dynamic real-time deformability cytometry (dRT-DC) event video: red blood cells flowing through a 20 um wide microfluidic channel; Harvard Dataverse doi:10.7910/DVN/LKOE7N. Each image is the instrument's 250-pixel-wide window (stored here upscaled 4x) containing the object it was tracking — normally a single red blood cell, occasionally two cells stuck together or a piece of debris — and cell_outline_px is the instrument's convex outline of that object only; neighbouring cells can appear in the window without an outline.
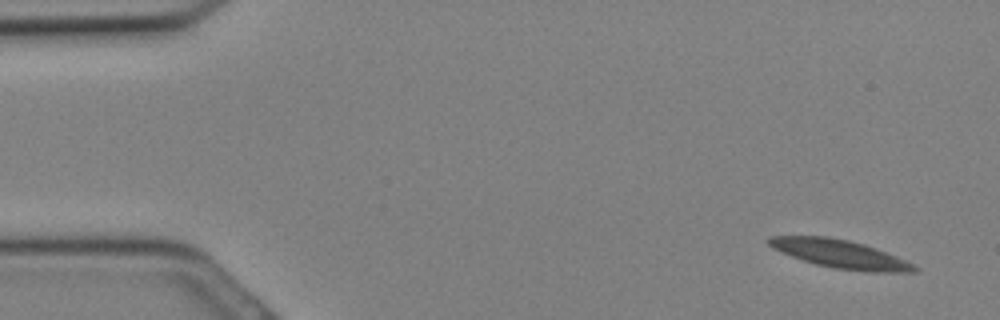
{"species": "Egyptian fruit bat (a non-hibernating species)", "species_latin": "Rousettus aegyptiacus", "temperature_condition": "cold", "stored_images_in_passage": 19, "camera_frame_rate_fps": 3000, "um_per_image_px": 0.085, "animal": {"sex": "female"}, "frame": {"image": 1, "passage_image": 2, "time_ms": 0.333, "image_size_px": [1000, 320], "cell_outline_px": [[920, 272], [872, 272], [832, 268], [816, 264], [792, 256], [772, 248], [764, 240], [768, 236], [828, 236], [848, 240], [864, 244], [876, 248], [896, 256], [920, 268]], "centroid_in_image_um": [71.4, 21.58], "position_along_channel_um": 13.6, "area_um2": 23.99}}
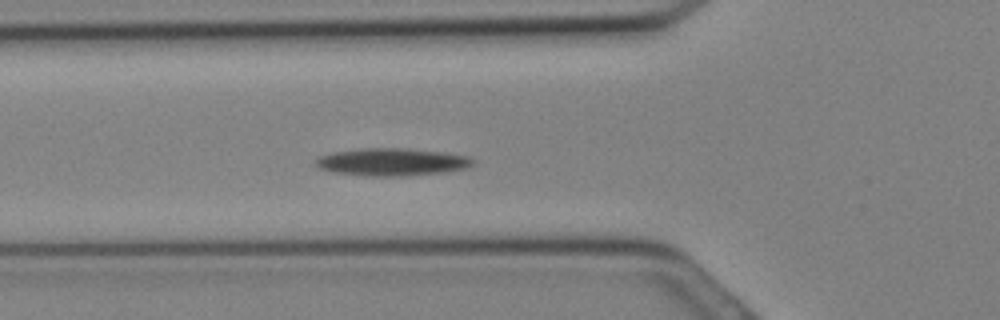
{"frame": {"image": 2, "passage_image": 11, "time_ms": 3.333, "image_size_px": [1000, 320], "cell_outline_px": [[476, 160], [472, 164], [464, 168], [440, 172], [400, 176], [368, 176], [336, 172], [320, 168], [316, 164], [316, 156], [332, 152], [360, 148], [408, 148], [444, 152], [468, 156]], "centroid_in_image_um": [33.28, 13.75], "position_along_channel_um": 92.5, "area_um2": 25.09}}
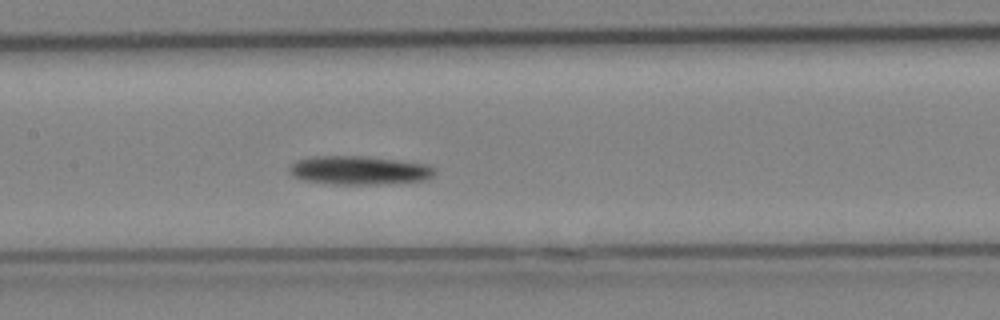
{"frame": {"image": 3, "passage_image": 15, "time_ms": 4.667, "image_size_px": [1000, 320], "cell_outline_px": [[436, 172], [428, 180], [380, 184], [332, 184], [304, 180], [292, 176], [288, 172], [288, 168], [296, 160], [312, 156], [364, 156], [428, 164], [436, 168]], "centroid_in_image_um": [30.53, 14.47], "position_along_channel_um": 176.9, "area_um2": 24.45}}